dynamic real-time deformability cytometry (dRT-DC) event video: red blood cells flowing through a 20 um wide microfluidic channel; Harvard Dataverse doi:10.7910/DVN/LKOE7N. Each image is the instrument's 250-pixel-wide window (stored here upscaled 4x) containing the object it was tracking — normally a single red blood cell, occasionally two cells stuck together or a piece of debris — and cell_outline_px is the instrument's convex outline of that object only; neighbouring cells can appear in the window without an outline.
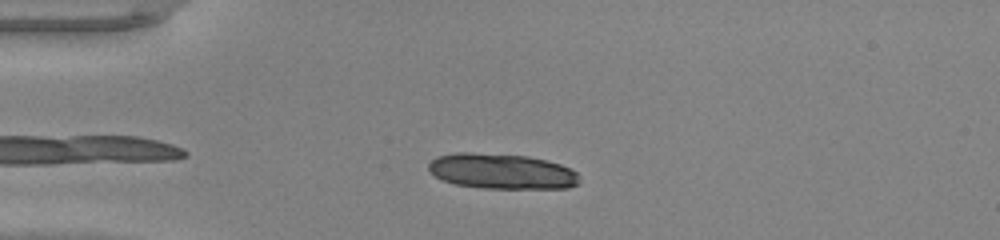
{"species": "common noctule bat (a hibernating species)", "species_latin": "Nyctalus noctula", "temperature_condition": "warm", "stored_images_in_passage": 38, "camera_frame_rate_fps": 3000, "um_per_image_px": 0.085, "animal": {"sex": "male", "body_mass_g": 20.0, "forearm_length_mm": 53.3}, "frame": {"image": 1, "passage_image": 6, "time_ms": 1.667, "image_size_px": [1000, 240], "cell_outline_px": [[580, 184], [568, 188], [484, 188], [456, 184], [440, 180], [428, 168], [428, 164], [436, 156], [456, 152], [468, 152], [528, 156], [560, 164], [576, 172], [580, 176]], "centroid_in_image_um": [42.65, 14.56], "position_along_channel_um": 42.3, "area_um2": 31.1}}
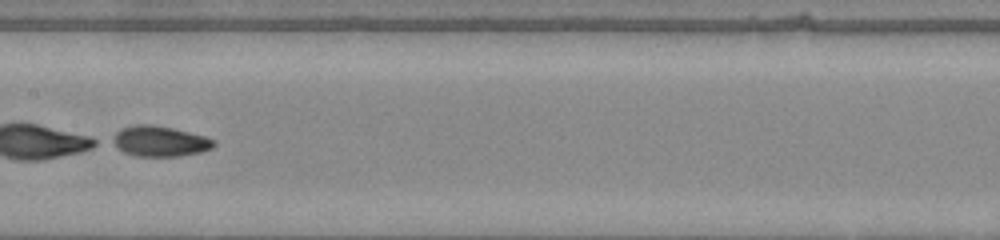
{"frame": {"image": 2, "passage_image": 19, "time_ms": 6.0, "image_size_px": [1000, 240], "cell_outline_px": [[216, 144], [212, 148], [200, 152], [180, 156], [136, 156], [124, 152], [112, 144], [108, 140], [116, 132], [124, 128], [136, 124], [152, 124], [172, 128], [204, 136], [216, 140]], "centroid_in_image_um": [13.55, 12.0], "position_along_channel_um": 193.8, "area_um2": 18.03}}